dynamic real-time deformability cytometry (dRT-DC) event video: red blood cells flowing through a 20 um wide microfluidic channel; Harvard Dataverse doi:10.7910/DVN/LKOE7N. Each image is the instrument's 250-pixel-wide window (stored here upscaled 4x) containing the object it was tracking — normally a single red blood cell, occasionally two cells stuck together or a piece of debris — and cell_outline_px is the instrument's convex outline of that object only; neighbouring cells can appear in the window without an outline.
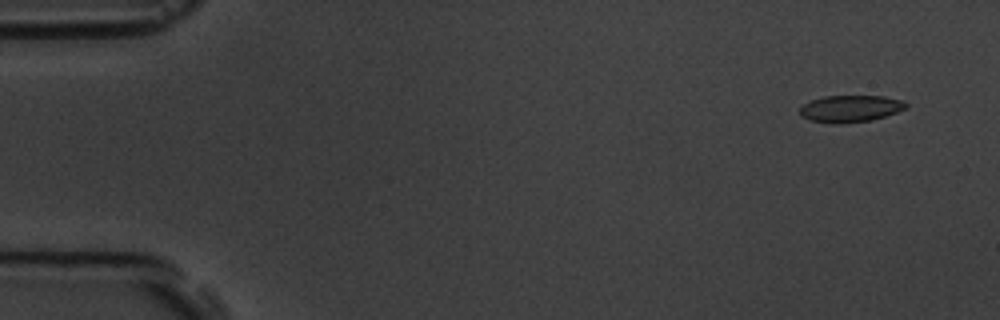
{"species": "common noctule bat (a hibernating species)", "species_latin": "Nyctalus noctula", "temperature_condition": "room temperature", "stored_images_in_passage": 8, "camera_frame_rate_fps": 3000, "um_per_image_px": 0.085, "animal": {"sex": "male", "body_mass_g": 19.5, "forearm_length_mm": 54.6}, "frame": {"image": 1, "passage_image": 2, "time_ms": 1.0, "image_size_px": [1000, 320], "cell_outline_px": [[908, 104], [904, 108], [896, 112], [872, 120], [840, 124], [832, 124], [808, 120], [800, 116], [800, 108], [804, 104], [812, 100], [824, 96], [884, 96], [900, 100]], "centroid_in_image_um": [72.23, 9.25], "position_along_channel_um": 12.8, "area_um2": 16.59}}
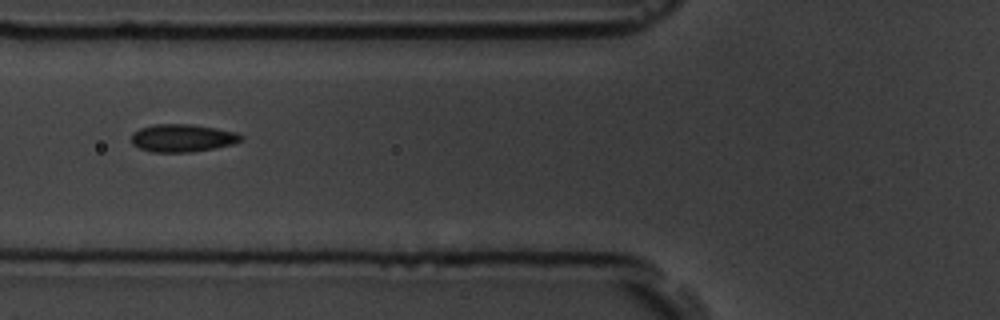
{"frame": {"image": 2, "passage_image": 7, "time_ms": 7.0, "image_size_px": [1000, 320], "cell_outline_px": [[244, 136], [240, 140], [232, 144], [192, 152], [152, 152], [140, 148], [132, 144], [132, 132], [140, 128], [152, 124], [192, 124], [216, 128], [236, 132]], "centroid_in_image_um": [15.48, 11.72], "position_along_channel_um": 110.3, "area_um2": 17.69}}
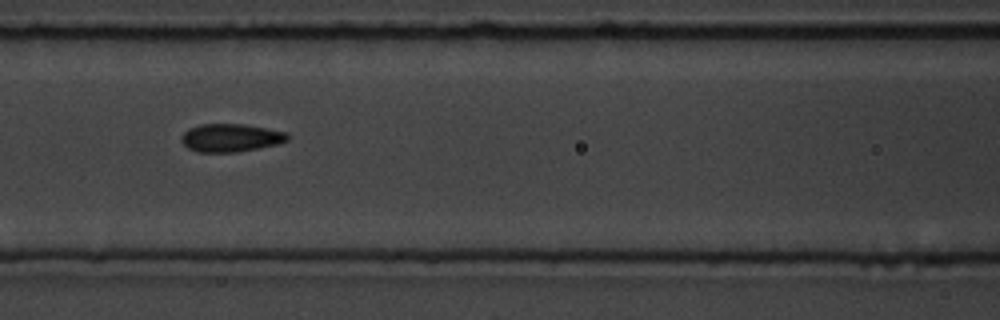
{"frame": {"image": 3, "passage_image": 8, "time_ms": 8.0, "image_size_px": [1000, 320], "cell_outline_px": [[288, 140], [276, 144], [260, 148], [236, 152], [196, 152], [188, 148], [180, 140], [180, 136], [188, 128], [200, 124], [244, 124], [288, 132]], "centroid_in_image_um": [19.58, 11.71], "position_along_channel_um": 147.0, "area_um2": 17.46}}